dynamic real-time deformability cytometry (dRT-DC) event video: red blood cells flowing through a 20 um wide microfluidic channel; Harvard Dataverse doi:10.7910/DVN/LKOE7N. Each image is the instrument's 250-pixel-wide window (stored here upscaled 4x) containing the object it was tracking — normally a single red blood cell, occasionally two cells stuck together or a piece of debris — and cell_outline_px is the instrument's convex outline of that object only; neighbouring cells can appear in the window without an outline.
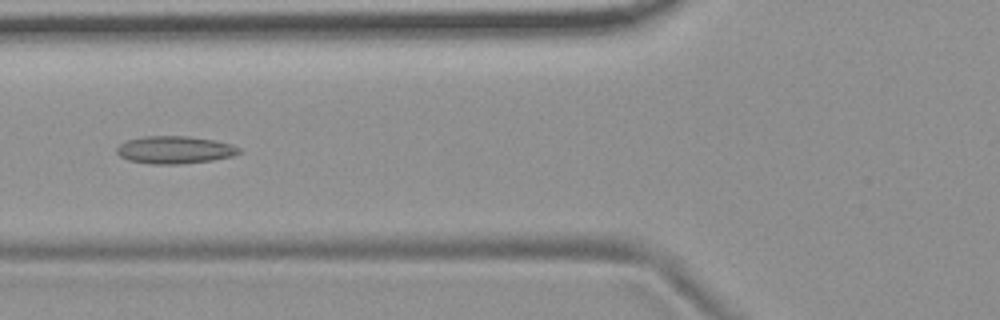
{"species": "common noctule bat (a hibernating species)", "species_latin": "Nyctalus noctula", "temperature_condition": "room temperature", "stored_images_in_passage": 54, "camera_frame_rate_fps": 3000, "um_per_image_px": 0.085, "animal": {"sex": "female", "body_mass_g": 19.9}, "frame": {"image": 1, "passage_image": 21, "time_ms": 6.667, "image_size_px": [1000, 320], "cell_outline_px": [[240, 152], [232, 156], [212, 160], [180, 164], [148, 164], [128, 160], [120, 156], [116, 152], [116, 148], [120, 144], [128, 140], [144, 136], [188, 136], [216, 140], [232, 144], [240, 148]], "centroid_in_image_um": [14.85, 12.74], "position_along_channel_um": 111.0, "area_um2": 19.71}}
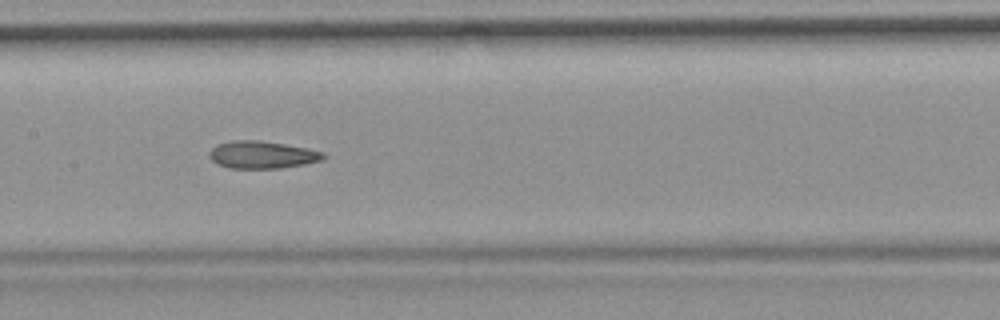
{"frame": {"image": 2, "passage_image": 27, "time_ms": 8.667, "image_size_px": [1000, 320], "cell_outline_px": [[328, 156], [320, 160], [304, 164], [280, 168], [228, 168], [216, 164], [208, 156], [208, 152], [216, 144], [232, 140], [260, 140], [308, 148], [324, 152]], "centroid_in_image_um": [22.25, 13.15], "position_along_channel_um": 185.2, "area_um2": 18.38}}
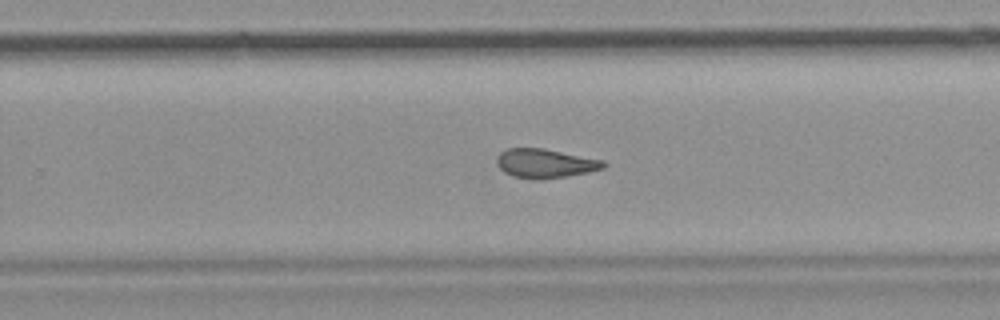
{"frame": {"image": 3, "passage_image": 35, "time_ms": 11.333, "image_size_px": [1000, 320], "cell_outline_px": [[608, 164], [604, 168], [588, 172], [568, 176], [540, 180], [512, 176], [504, 172], [496, 164], [496, 156], [500, 152], [508, 148], [544, 148], [604, 160]], "centroid_in_image_um": [46.34, 13.89], "position_along_channel_um": 283.5, "area_um2": 18.32}, "authors_computed_cell_mechanics": {"area_um2": 19.2474, "velocity_mm_per_s": 3.7108, "shape_relaxation_time_tau1_ms": null, "shape_relaxation_time_tau2_ms": 4.5538, "deformation_change_tau1": null, "deformation_change_tau2": 0.1147}}